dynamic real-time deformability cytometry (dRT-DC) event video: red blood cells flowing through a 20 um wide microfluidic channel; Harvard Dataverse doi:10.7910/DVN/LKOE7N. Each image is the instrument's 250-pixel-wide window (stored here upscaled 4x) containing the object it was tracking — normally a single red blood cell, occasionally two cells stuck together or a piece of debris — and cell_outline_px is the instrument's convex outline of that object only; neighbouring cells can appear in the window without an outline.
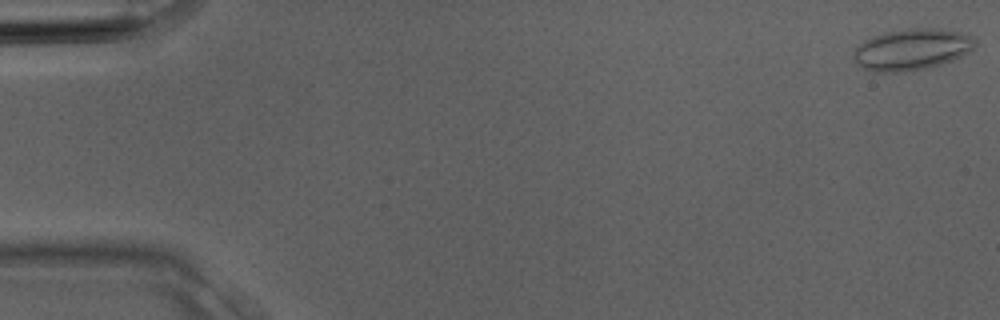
{"species": "Egyptian fruit bat (a non-hibernating species)", "species_latin": "Rousettus aegyptiacus", "temperature_condition": "room temperature", "stored_images_in_passage": 4, "camera_frame_rate_fps": 3000, "um_per_image_px": 0.085, "animal": {"sex": "male"}, "frame": {"image": 1, "passage_image": 1, "time_ms": 0.0, "image_size_px": [1000, 320], "cell_outline_px": [[976, 44], [968, 52], [952, 60], [940, 64], [924, 68], [896, 72], [872, 72], [856, 64], [852, 56], [852, 52], [864, 40], [872, 36], [888, 32], [916, 28], [932, 28], [960, 32], [972, 36], [976, 40]], "centroid_in_image_um": [77.46, 4.2], "position_along_channel_um": 7.5, "area_um2": 28.96}}